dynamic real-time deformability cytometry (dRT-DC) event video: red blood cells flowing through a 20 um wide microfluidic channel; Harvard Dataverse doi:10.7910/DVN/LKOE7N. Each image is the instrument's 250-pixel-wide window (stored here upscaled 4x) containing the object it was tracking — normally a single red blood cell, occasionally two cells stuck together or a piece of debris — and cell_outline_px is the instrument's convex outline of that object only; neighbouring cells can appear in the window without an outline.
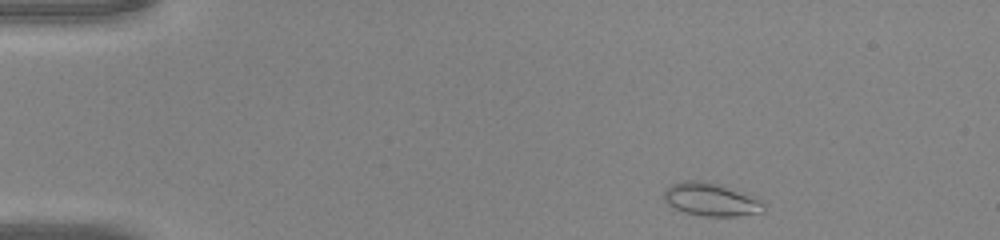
{"species": "common noctule bat (a hibernating species)", "species_latin": "Nyctalus noctula", "temperature_condition": "warm", "stored_images_in_passage": 41, "camera_frame_rate_fps": 3000, "um_per_image_px": 0.085, "animal": {"sex": "male", "body_mass_g": 20.0, "forearm_length_mm": 53.3}, "frame": {"image": 1, "passage_image": 1, "time_ms": 0.0, "image_size_px": [1000, 240], "cell_outline_px": [[764, 212], [736, 216], [700, 216], [684, 212], [672, 208], [664, 200], [664, 192], [668, 184], [684, 180], [700, 180], [716, 184], [748, 196], [764, 204]], "centroid_in_image_um": [60.3, 16.97], "position_along_channel_um": 24.7, "area_um2": 18.84}}
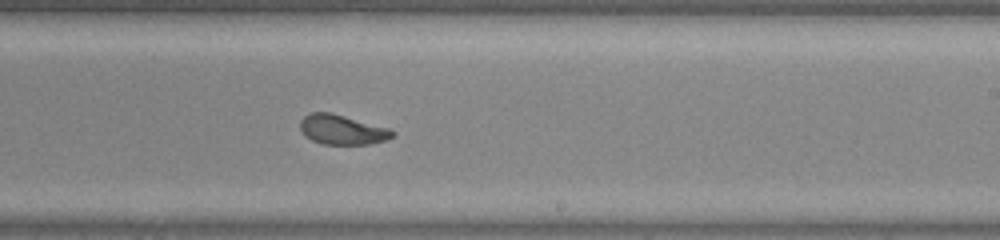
{"frame": {"image": 2, "passage_image": 23, "time_ms": 7.333, "image_size_px": [1000, 240], "cell_outline_px": [[396, 136], [384, 140], [368, 144], [324, 144], [312, 140], [304, 136], [300, 128], [300, 120], [304, 116], [312, 112], [332, 112], [388, 128], [396, 132]], "centroid_in_image_um": [29.07, 11.01], "position_along_channel_um": 259.9, "area_um2": 16.01}}
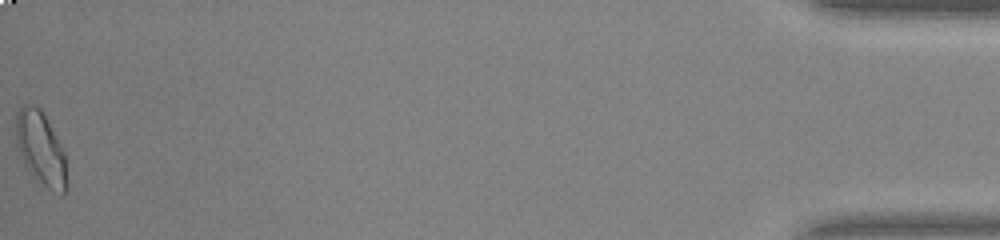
{"frame": {"image": 3, "passage_image": 41, "time_ms": 13.333, "image_size_px": [1000, 240], "cell_outline_px": [[68, 188], [60, 196], [48, 188], [28, 168], [16, 144], [16, 112], [24, 104], [32, 104], [40, 108], [64, 152]], "centroid_in_image_um": [3.48, 12.61], "position_along_channel_um": 431.7, "area_um2": 21.15}}